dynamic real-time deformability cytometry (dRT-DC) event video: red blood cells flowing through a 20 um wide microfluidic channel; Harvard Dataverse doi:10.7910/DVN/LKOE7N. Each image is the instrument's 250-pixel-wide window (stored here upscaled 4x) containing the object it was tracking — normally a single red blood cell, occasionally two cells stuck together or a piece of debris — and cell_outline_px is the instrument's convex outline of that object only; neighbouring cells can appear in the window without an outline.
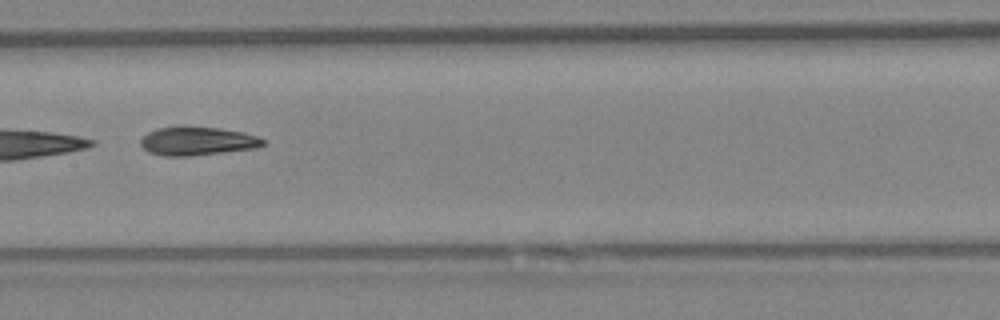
{"species": "Egyptian fruit bat (a non-hibernating species)", "species_latin": "Rousettus aegyptiacus", "temperature_condition": "warm", "stored_images_in_passage": 9, "camera_frame_rate_fps": 3000, "um_per_image_px": 0.085, "animal": {"sex": "female"}, "frame": {"image": 1, "passage_image": 9, "time_ms": 2.667, "image_size_px": [1000, 320], "cell_outline_px": [[264, 144], [256, 148], [188, 156], [164, 156], [148, 152], [140, 144], [140, 140], [148, 132], [156, 128], [180, 124], [220, 128], [244, 132], [256, 136], [264, 140]], "centroid_in_image_um": [16.72, 11.96], "position_along_channel_um": 190.7, "area_um2": 20.75}}